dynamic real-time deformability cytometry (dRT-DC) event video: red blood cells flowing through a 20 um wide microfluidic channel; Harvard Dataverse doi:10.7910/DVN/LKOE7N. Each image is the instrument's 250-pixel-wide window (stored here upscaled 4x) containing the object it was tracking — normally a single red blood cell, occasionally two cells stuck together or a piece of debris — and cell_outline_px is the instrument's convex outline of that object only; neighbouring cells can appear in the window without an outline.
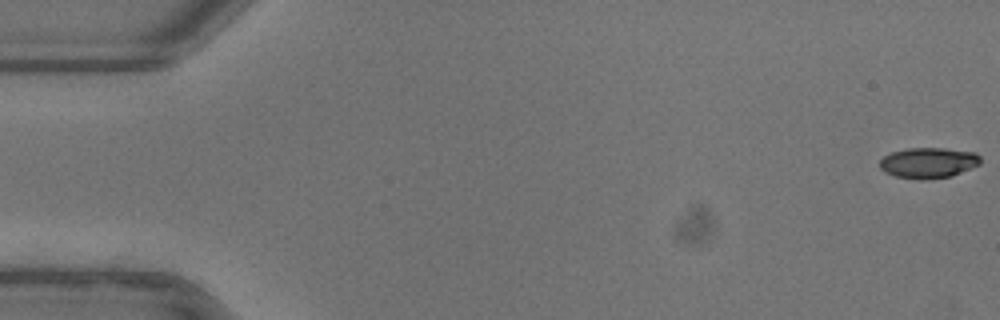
{"species": "common noctule bat (a hibernating species)", "species_latin": "Nyctalus noctula", "temperature_condition": "warm", "stored_images_in_passage": 53, "camera_frame_rate_fps": 3000, "um_per_image_px": 0.085, "animal": {"sex": "female"}, "frame": {"image": 1, "passage_image": 1, "time_ms": 0.0, "image_size_px": [1000, 320], "cell_outline_px": [[980, 164], [952, 176], [924, 180], [920, 180], [896, 176], [884, 172], [880, 168], [880, 160], [884, 156], [892, 152], [908, 148], [944, 148], [976, 152], [980, 156]], "centroid_in_image_um": [78.92, 13.84], "position_along_channel_um": 6.1, "area_um2": 18.03}}
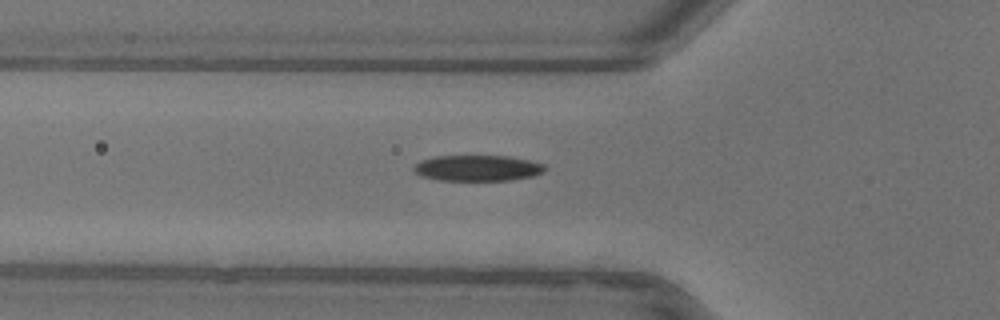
{"frame": {"image": 2, "passage_image": 19, "time_ms": 6.0, "image_size_px": [1000, 320], "cell_outline_px": [[548, 168], [544, 172], [532, 176], [508, 180], [440, 180], [420, 176], [412, 168], [420, 160], [436, 156], [508, 156], [528, 160], [544, 164]], "centroid_in_image_um": [40.59, 14.28], "position_along_channel_um": 85.2, "area_um2": 19.71}}
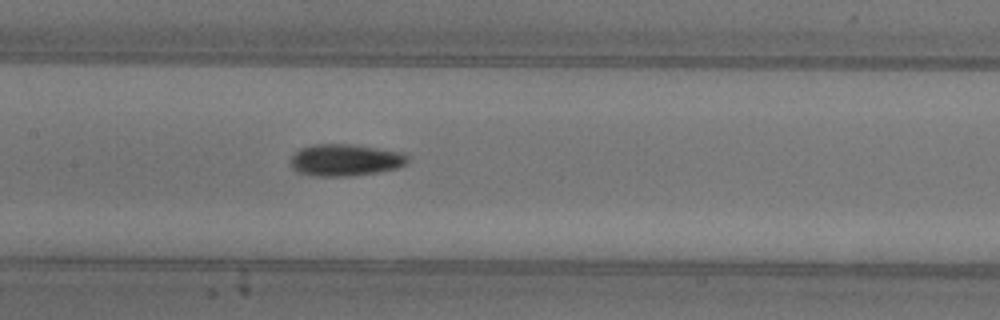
{"frame": {"image": 3, "passage_image": 26, "time_ms": 8.333, "image_size_px": [1000, 320], "cell_outline_px": [[408, 164], [396, 168], [376, 172], [352, 176], [316, 176], [296, 172], [292, 168], [288, 160], [300, 148], [312, 144], [352, 144], [404, 152], [408, 156]], "centroid_in_image_um": [29.33, 13.6], "position_along_channel_um": 178.1, "area_um2": 22.02}, "authors_computed_cell_mechanics": {"area_um2": 19.5942, "velocity_mm_per_s": 3.9354, "shape_relaxation_time_tau1_ms": 4.4422, "shape_relaxation_time_tau2_ms": 4.9998, "deformation_change_tau1": 0.1676, "deformation_change_tau2": 0.1153}}